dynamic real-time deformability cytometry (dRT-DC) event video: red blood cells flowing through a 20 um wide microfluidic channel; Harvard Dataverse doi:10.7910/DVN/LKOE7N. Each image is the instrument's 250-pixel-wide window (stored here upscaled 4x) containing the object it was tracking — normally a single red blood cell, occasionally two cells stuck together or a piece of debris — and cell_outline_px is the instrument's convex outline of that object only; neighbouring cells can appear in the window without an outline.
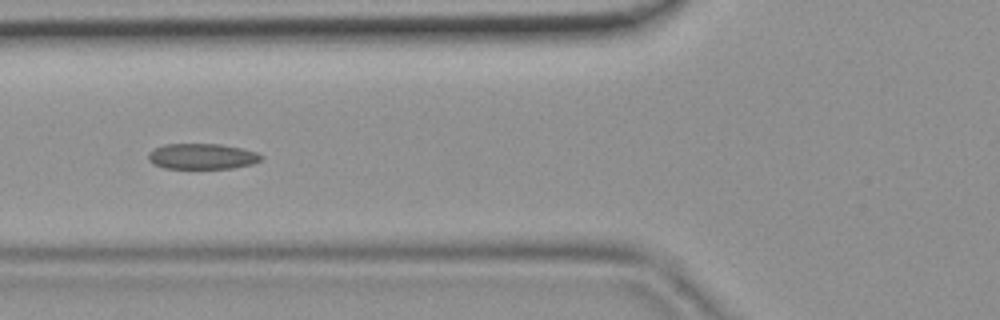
{"species": "common noctule bat (a hibernating species)", "species_latin": "Nyctalus noctula", "temperature_condition": "room temperature", "stored_images_in_passage": 38, "camera_frame_rate_fps": 3000, "um_per_image_px": 0.085, "animal": {"sex": "female", "body_mass_g": 19.9}, "frame": {"image": 1, "passage_image": 9, "time_ms": 2.667, "image_size_px": [1000, 320], "cell_outline_px": [[264, 156], [260, 160], [252, 164], [232, 168], [164, 168], [152, 164], [148, 160], [148, 152], [164, 144], [220, 144], [240, 148], [256, 152]], "centroid_in_image_um": [17.15, 13.29], "position_along_channel_um": 108.7, "area_um2": 16.82}}
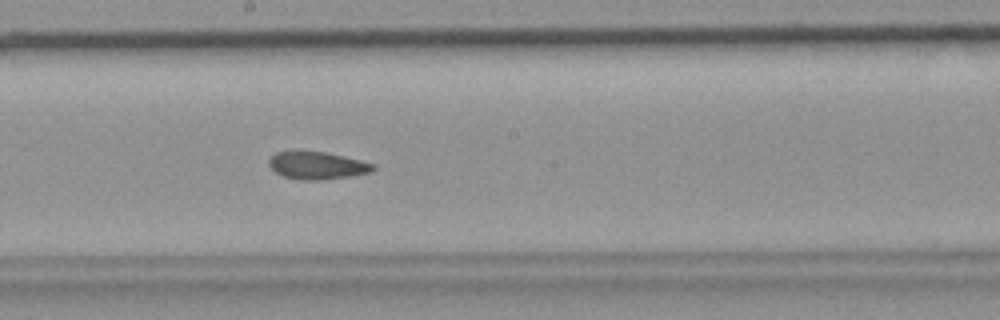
{"frame": {"image": 2, "passage_image": 17, "time_ms": 5.333, "image_size_px": [1000, 320], "cell_outline_px": [[376, 168], [372, 172], [352, 176], [320, 180], [304, 180], [284, 176], [276, 172], [268, 164], [268, 160], [276, 152], [324, 152], [344, 156], [376, 164]], "centroid_in_image_um": [27.02, 14.08], "position_along_channel_um": 221.2, "area_um2": 16.53}}
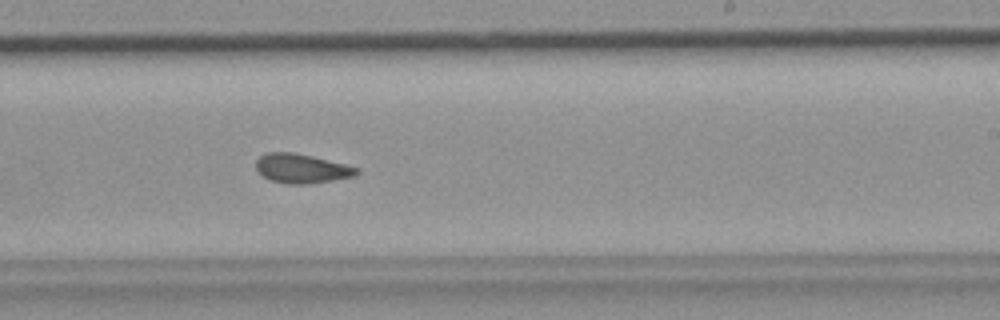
{"frame": {"image": 3, "passage_image": 20, "time_ms": 6.333, "image_size_px": [1000, 320], "cell_outline_px": [[360, 172], [356, 176], [308, 184], [284, 184], [272, 180], [256, 172], [256, 160], [260, 156], [268, 152], [292, 152], [312, 156], [360, 168]], "centroid_in_image_um": [25.64, 14.33], "position_along_channel_um": 263.4, "area_um2": 17.22}}